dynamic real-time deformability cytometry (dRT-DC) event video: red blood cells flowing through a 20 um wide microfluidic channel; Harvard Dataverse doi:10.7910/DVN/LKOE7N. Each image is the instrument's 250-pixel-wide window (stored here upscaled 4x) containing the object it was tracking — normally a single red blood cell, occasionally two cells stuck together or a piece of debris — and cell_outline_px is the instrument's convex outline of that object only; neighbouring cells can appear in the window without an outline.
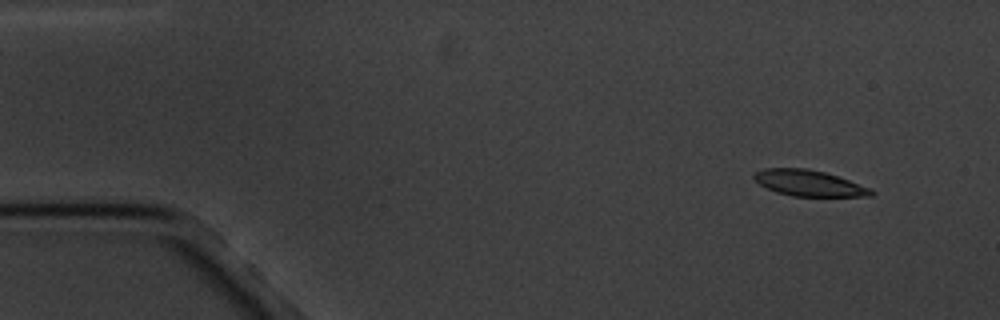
{"species": "common noctule bat (a hibernating species)", "species_latin": "Nyctalus noctula", "temperature_condition": "cold", "stored_images_in_passage": 5, "camera_frame_rate_fps": 3000, "um_per_image_px": 0.085, "animal": {"sex": "male", "body_mass_g": 20.1, "forearm_length_mm": 53.5}, "frame": {"image": 1, "passage_image": 1, "time_ms": 0.0, "image_size_px": [1000, 320], "cell_outline_px": [[876, 192], [872, 196], [792, 196], [776, 192], [760, 184], [752, 176], [756, 172], [764, 168], [804, 168], [824, 172], [872, 188]], "centroid_in_image_um": [68.78, 15.57], "position_along_channel_um": 16.2, "area_um2": 17.57}}
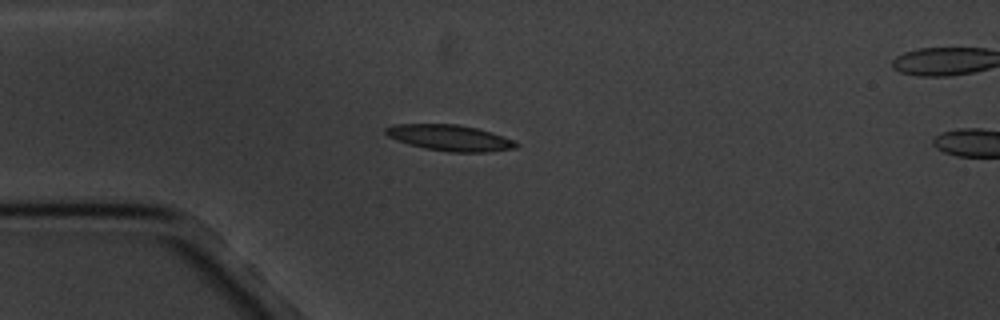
{"frame": {"image": 2, "passage_image": 4, "time_ms": 3.333, "image_size_px": [1000, 320], "cell_outline_px": [[520, 144], [516, 148], [488, 152], [448, 152], [424, 148], [408, 144], [396, 140], [388, 136], [384, 132], [384, 128], [392, 124], [456, 124], [476, 128], [492, 132], [512, 140]], "centroid_in_image_um": [38.21, 11.71], "position_along_channel_um": 46.8, "area_um2": 19.83}}